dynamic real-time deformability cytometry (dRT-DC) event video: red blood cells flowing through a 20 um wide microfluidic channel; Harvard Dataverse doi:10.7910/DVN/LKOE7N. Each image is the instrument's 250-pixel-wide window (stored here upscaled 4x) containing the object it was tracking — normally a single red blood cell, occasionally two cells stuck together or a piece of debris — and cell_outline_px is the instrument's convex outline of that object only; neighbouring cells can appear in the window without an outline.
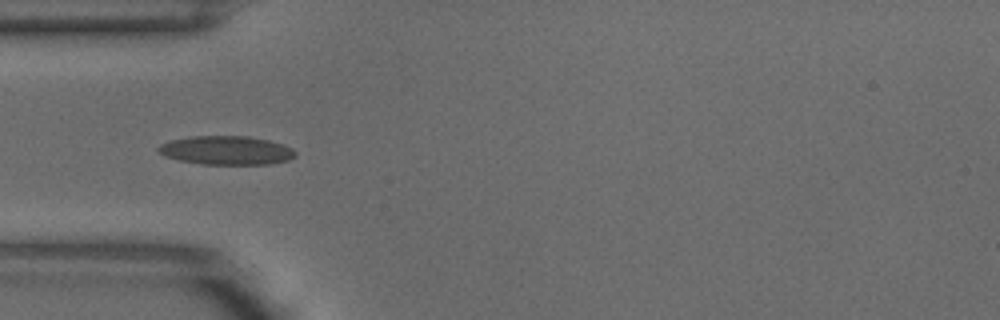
{"species": "common noctule bat (a hibernating species)", "species_latin": "Nyctalus noctula", "temperature_condition": "warm", "stored_images_in_passage": 5, "camera_frame_rate_fps": 3000, "um_per_image_px": 0.085, "animal": {"sex": "male", "body_mass_g": 18.8}, "frame": {"image": 1, "passage_image": 4, "time_ms": 1.0, "image_size_px": [1000, 320], "cell_outline_px": [[296, 156], [288, 160], [272, 164], [200, 164], [180, 160], [164, 156], [156, 148], [160, 144], [172, 140], [192, 136], [248, 136], [268, 140], [292, 148], [296, 152]], "centroid_in_image_um": [19.24, 12.78], "position_along_channel_um": 65.8, "area_um2": 22.89}}